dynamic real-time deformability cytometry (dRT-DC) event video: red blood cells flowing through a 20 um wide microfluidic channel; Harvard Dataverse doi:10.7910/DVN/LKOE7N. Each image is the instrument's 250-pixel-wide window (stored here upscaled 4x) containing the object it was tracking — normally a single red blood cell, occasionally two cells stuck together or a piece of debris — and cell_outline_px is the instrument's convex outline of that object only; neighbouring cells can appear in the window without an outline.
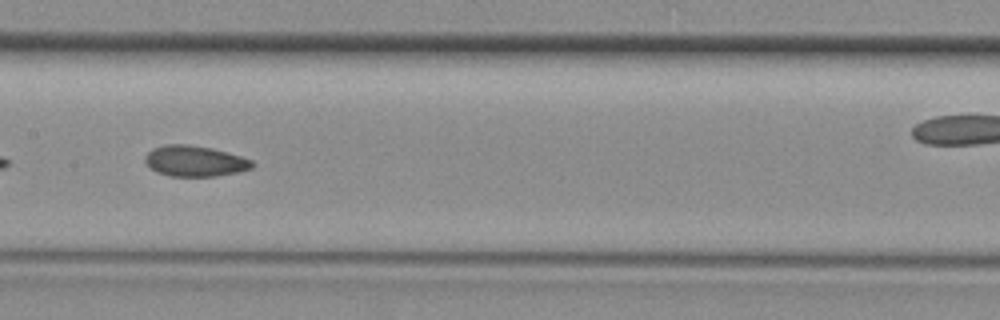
{"species": "common noctule bat (a hibernating species)", "species_latin": "Nyctalus noctula", "temperature_condition": "room temperature", "stored_images_in_passage": 29, "camera_frame_rate_fps": 3000, "um_per_image_px": 0.085, "animal": {"sex": "female", "body_mass_g": 29.2, "forearm_length_mm": 56.3}, "frame": {"image": 1, "passage_image": 9, "time_ms": 2.667, "image_size_px": [1000, 320], "cell_outline_px": [[256, 164], [252, 168], [236, 172], [216, 176], [172, 176], [156, 172], [144, 160], [148, 152], [152, 148], [164, 144], [188, 144], [212, 148], [228, 152], [252, 160]], "centroid_in_image_um": [16.57, 13.68], "position_along_channel_um": 190.8, "area_um2": 19.19}}